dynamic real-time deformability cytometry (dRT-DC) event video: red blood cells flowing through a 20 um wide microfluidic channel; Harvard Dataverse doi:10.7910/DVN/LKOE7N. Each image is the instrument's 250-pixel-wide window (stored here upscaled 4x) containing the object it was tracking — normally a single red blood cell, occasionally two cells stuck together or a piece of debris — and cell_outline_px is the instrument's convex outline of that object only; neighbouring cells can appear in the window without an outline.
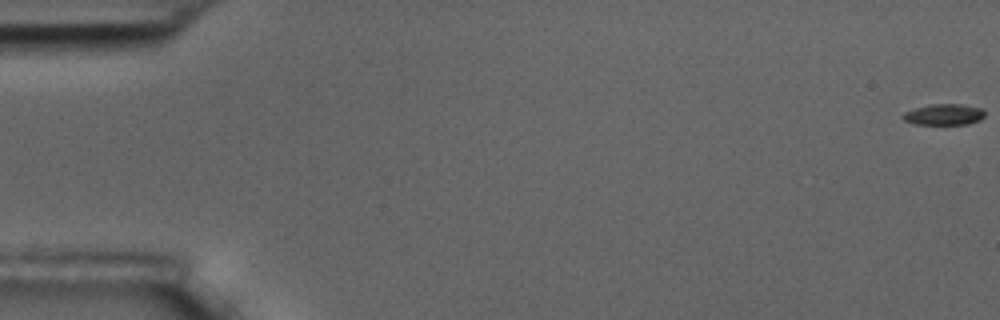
{"species": "common noctule bat (a hibernating species)", "species_latin": "Nyctalus noctula", "temperature_condition": "room temperature", "stored_images_in_passage": 58, "camera_frame_rate_fps": 3000, "um_per_image_px": 0.085, "animal": {"sex": "male", "body_mass_g": 17.5, "forearm_length_mm": 52.3}, "frame": {"image": 1, "passage_image": 1, "time_ms": 0.0, "image_size_px": [1000, 320], "cell_outline_px": [[984, 116], [980, 120], [968, 124], [912, 124], [904, 120], [900, 116], [904, 112], [916, 108], [932, 104], [960, 104], [980, 108], [984, 112]], "centroid_in_image_um": [80.2, 9.74], "position_along_channel_um": 4.8, "area_um2": 10.0}}
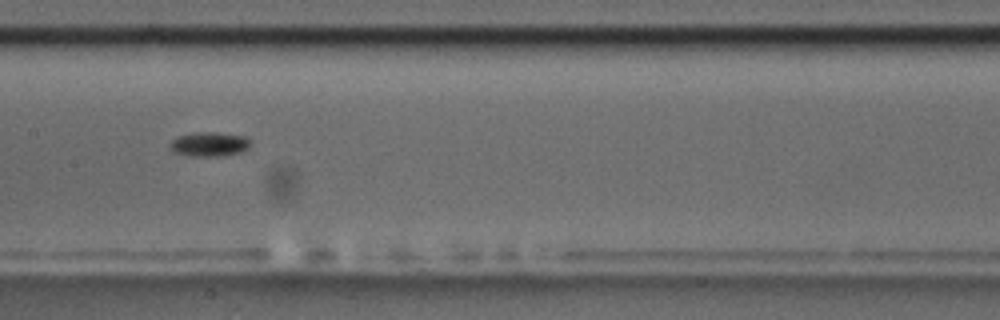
{"frame": {"image": 2, "passage_image": 30, "time_ms": 9.667, "image_size_px": [1000, 320], "cell_outline_px": [[248, 148], [240, 152], [220, 156], [192, 156], [176, 152], [168, 144], [176, 136], [196, 132], [216, 132], [244, 136], [248, 140]], "centroid_in_image_um": [17.76, 12.24], "position_along_channel_um": 189.6, "area_um2": 11.21}}
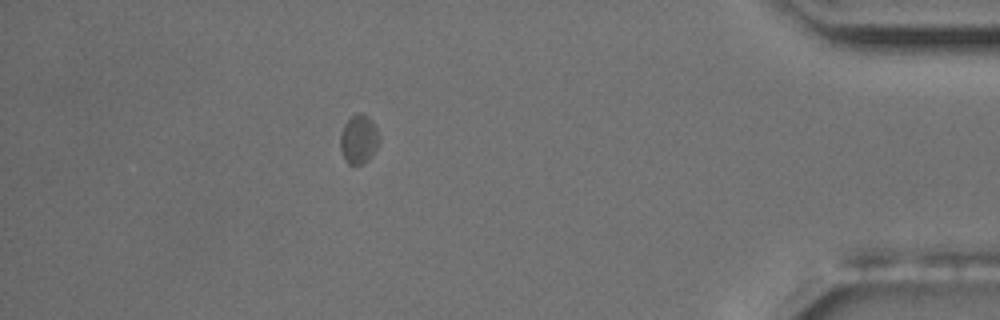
{"frame": {"image": 3, "passage_image": 52, "time_ms": 17.0, "image_size_px": [1000, 320], "cell_outline_px": [[380, 140], [372, 156], [368, 160], [360, 164], [348, 164], [344, 160], [340, 148], [340, 132], [344, 124], [356, 112], [364, 112], [372, 120], [380, 136]], "centroid_in_image_um": [30.49, 11.81], "position_along_channel_um": 404.7, "area_um2": 11.33}, "authors_computed_cell_mechanics": {"area_um2": 10.8375, "velocity_mm_per_s": 3.5624, "shape_relaxation_time_tau1_ms": 3.1379, "shape_relaxation_time_tau2_ms": null, "deformation_change_tau1": 0.0982, "deformation_change_tau2": null}}